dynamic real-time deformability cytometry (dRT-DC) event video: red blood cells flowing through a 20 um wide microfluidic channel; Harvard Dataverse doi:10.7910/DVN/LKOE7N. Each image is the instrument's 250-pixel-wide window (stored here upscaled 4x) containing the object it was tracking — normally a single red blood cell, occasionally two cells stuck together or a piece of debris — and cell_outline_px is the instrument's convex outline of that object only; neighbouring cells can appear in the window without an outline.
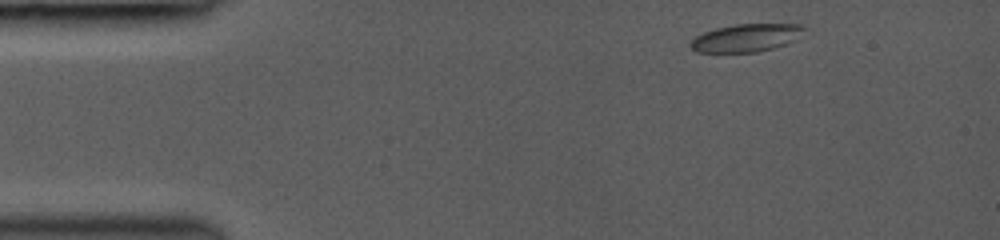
{"species": "common noctule bat (a hibernating species)", "species_latin": "Nyctalus noctula", "temperature_condition": "room temperature", "stored_images_in_passage": 6, "camera_frame_rate_fps": 3000, "um_per_image_px": 0.085, "animal": {"sex": "female", "body_mass_g": 19.0, "forearm_length_mm": 53.3}, "frame": {"image": 1, "passage_image": 1, "time_ms": 0.0, "image_size_px": [1000, 240], "cell_outline_px": [[808, 28], [796, 40], [788, 44], [756, 52], [696, 52], [688, 44], [696, 36], [704, 32], [716, 28], [736, 24], [800, 24]], "centroid_in_image_um": [63.47, 3.21], "position_along_channel_um": 21.5, "area_um2": 18.55}}
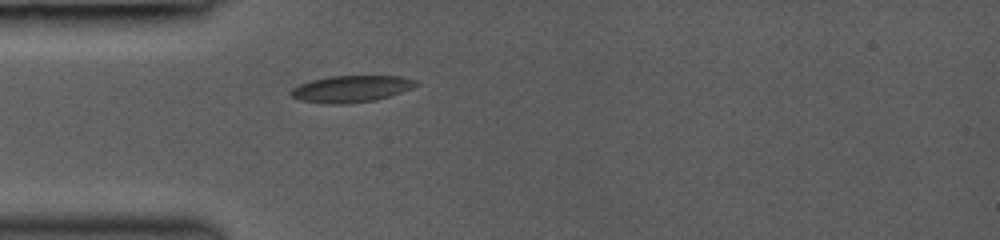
{"frame": {"image": 2, "passage_image": 5, "time_ms": 2.667, "image_size_px": [1000, 240], "cell_outline_px": [[420, 84], [412, 88], [376, 100], [348, 104], [328, 104], [300, 100], [292, 96], [288, 92], [292, 88], [300, 84], [312, 80], [328, 76], [400, 76], [420, 80]], "centroid_in_image_um": [29.87, 7.55], "position_along_channel_um": 55.1, "area_um2": 19.59}}